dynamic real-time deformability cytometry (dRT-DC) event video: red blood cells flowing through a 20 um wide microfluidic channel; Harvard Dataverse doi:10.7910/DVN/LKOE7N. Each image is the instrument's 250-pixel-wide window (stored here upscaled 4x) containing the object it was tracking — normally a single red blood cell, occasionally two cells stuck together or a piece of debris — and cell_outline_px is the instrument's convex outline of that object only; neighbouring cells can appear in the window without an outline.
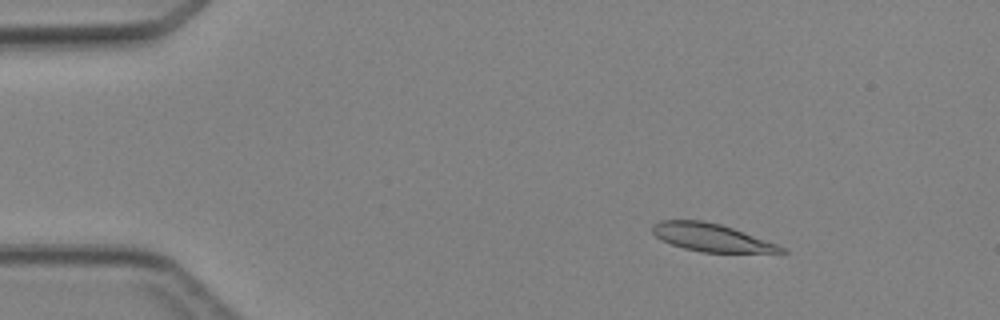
{"species": "Egyptian fruit bat (a non-hibernating species)", "species_latin": "Rousettus aegyptiacus", "temperature_condition": "cold", "stored_images_in_passage": 4, "camera_frame_rate_fps": 3000, "um_per_image_px": 0.085, "animal": {"sex": "female"}, "frame": {"image": 1, "passage_image": 2, "time_ms": 1.0, "image_size_px": [1000, 320], "cell_outline_px": [[788, 252], [704, 252], [684, 248], [660, 240], [652, 232], [652, 224], [660, 220], [704, 220], [720, 224], [732, 228], [776, 244], [784, 248]], "centroid_in_image_um": [60.39, 20.17], "position_along_channel_um": 24.6, "area_um2": 20.52}}
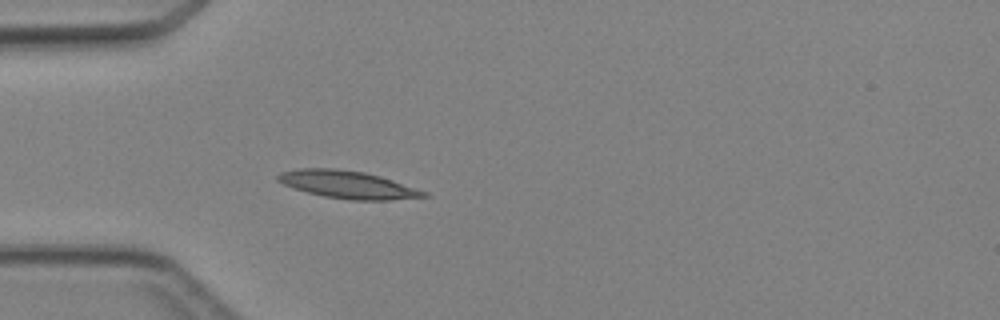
{"frame": {"image": 2, "passage_image": 4, "time_ms": 3.333, "image_size_px": [1000, 320], "cell_outline_px": [[432, 196], [392, 200], [348, 200], [324, 196], [308, 192], [284, 184], [276, 180], [276, 176], [280, 172], [300, 168], [336, 168], [364, 172], [380, 176], [428, 192]], "centroid_in_image_um": [29.58, 15.69], "position_along_channel_um": 55.4, "area_um2": 23.47}}